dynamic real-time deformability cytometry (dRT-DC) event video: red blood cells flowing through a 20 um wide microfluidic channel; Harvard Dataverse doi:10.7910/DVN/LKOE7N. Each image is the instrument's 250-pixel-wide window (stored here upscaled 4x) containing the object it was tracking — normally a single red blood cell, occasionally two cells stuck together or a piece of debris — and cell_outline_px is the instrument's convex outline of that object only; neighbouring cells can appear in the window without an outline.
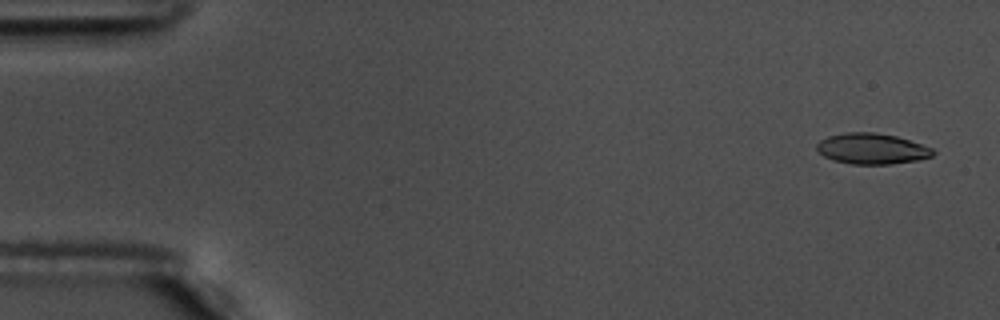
{"species": "common noctule bat (a hibernating species)", "species_latin": "Nyctalus noctula", "temperature_condition": "warm", "stored_images_in_passage": 57, "camera_frame_rate_fps": 3000, "um_per_image_px": 0.085, "animal": {"sex": "male", "body_mass_g": 17.5, "forearm_length_mm": 52.3}, "frame": {"image": 1, "passage_image": 3, "time_ms": 0.667, "image_size_px": [1000, 320], "cell_outline_px": [[936, 152], [932, 156], [916, 160], [888, 164], [852, 164], [832, 160], [824, 156], [816, 148], [816, 144], [820, 140], [828, 136], [844, 132], [876, 132], [896, 136], [932, 148]], "centroid_in_image_um": [74.08, 12.63], "position_along_channel_um": 10.9, "area_um2": 20.75}}
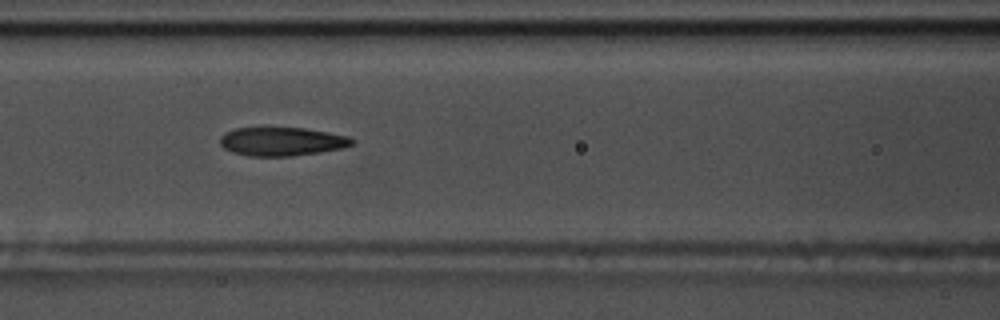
{"frame": {"image": 2, "passage_image": 25, "time_ms": 8.0, "image_size_px": [1000, 320], "cell_outline_px": [[356, 140], [352, 144], [344, 148], [320, 152], [292, 156], [248, 156], [232, 152], [224, 148], [220, 144], [220, 136], [224, 132], [236, 128], [304, 128], [328, 132], [348, 136]], "centroid_in_image_um": [23.95, 12.03], "position_along_channel_um": 142.6, "area_um2": 22.08}}
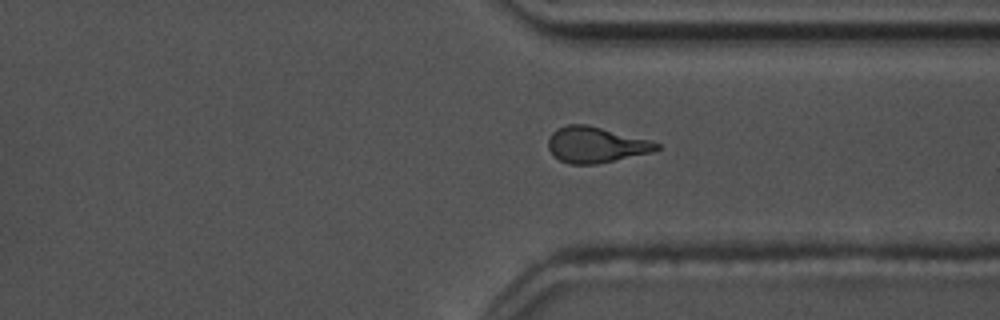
{"frame": {"image": 3, "passage_image": 43, "time_ms": 14.0, "image_size_px": [1000, 320], "cell_outline_px": [[660, 148], [652, 152], [596, 164], [568, 164], [560, 160], [548, 148], [548, 140], [552, 132], [556, 128], [568, 124], [588, 124], [648, 140], [660, 144]], "centroid_in_image_um": [50.62, 12.3], "position_along_channel_um": 360.8, "area_um2": 22.43}, "authors_computed_cell_mechanics": {"area_um2": 22.4264, "velocity_mm_per_s": 3.6368, "shape_relaxation_time_tau1_ms": 6.4496, "shape_relaxation_time_tau2_ms": 2.3878, "deformation_change_tau1": 0.193, "deformation_change_tau2": 0.1007}}